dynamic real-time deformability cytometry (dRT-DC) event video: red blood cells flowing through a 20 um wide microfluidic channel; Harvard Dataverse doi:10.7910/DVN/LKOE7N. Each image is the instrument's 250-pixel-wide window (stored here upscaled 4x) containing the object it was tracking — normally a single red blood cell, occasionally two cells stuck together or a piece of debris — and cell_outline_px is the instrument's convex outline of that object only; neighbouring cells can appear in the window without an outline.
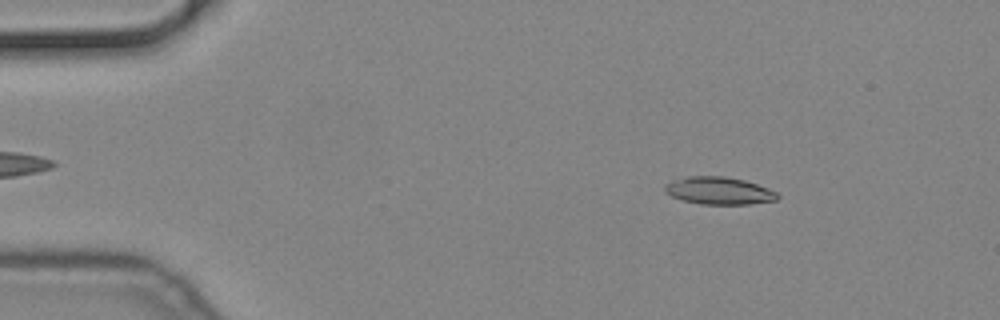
{"species": "common noctule bat (a hibernating species)", "species_latin": "Nyctalus noctula", "temperature_condition": "cold", "stored_images_in_passage": 24, "camera_frame_rate_fps": 3000, "um_per_image_px": 0.085, "animal": {"sex": "male", "body_mass_g": 19.2, "forearm_length_mm": 51.8}, "frame": {"image": 1, "passage_image": 8, "time_ms": 2.333, "image_size_px": [1000, 320], "cell_outline_px": [[780, 196], [776, 200], [748, 204], [700, 204], [680, 200], [664, 192], [664, 188], [672, 180], [688, 176], [724, 176], [744, 180], [768, 188], [776, 192]], "centroid_in_image_um": [61.09, 16.21], "position_along_channel_um": 23.9, "area_um2": 17.98}}
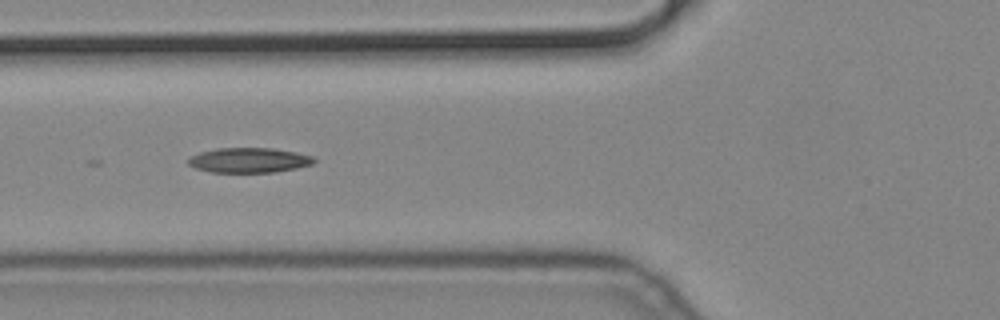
{"frame": {"image": 2, "passage_image": 21, "time_ms": 6.667, "image_size_px": [1000, 320], "cell_outline_px": [[316, 160], [312, 164], [296, 168], [276, 172], [212, 172], [196, 168], [188, 164], [188, 156], [200, 152], [216, 148], [272, 148], [296, 152], [312, 156]], "centroid_in_image_um": [21.15, 13.61], "position_along_channel_um": 104.7, "area_um2": 18.26}}
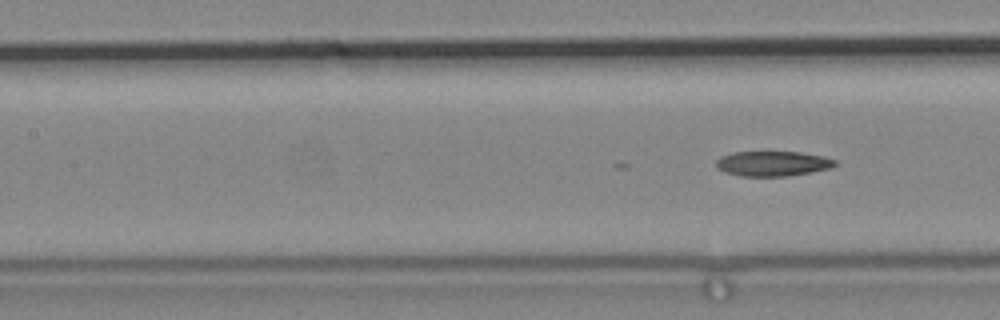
{"frame": {"image": 3, "passage_image": 24, "time_ms": 7.667, "image_size_px": [1000, 320], "cell_outline_px": [[836, 164], [832, 168], [812, 172], [788, 176], [740, 176], [724, 172], [716, 168], [716, 160], [720, 156], [732, 152], [800, 152], [824, 156], [836, 160]], "centroid_in_image_um": [65.67, 13.9], "position_along_channel_um": 141.7, "area_um2": 17.51}}